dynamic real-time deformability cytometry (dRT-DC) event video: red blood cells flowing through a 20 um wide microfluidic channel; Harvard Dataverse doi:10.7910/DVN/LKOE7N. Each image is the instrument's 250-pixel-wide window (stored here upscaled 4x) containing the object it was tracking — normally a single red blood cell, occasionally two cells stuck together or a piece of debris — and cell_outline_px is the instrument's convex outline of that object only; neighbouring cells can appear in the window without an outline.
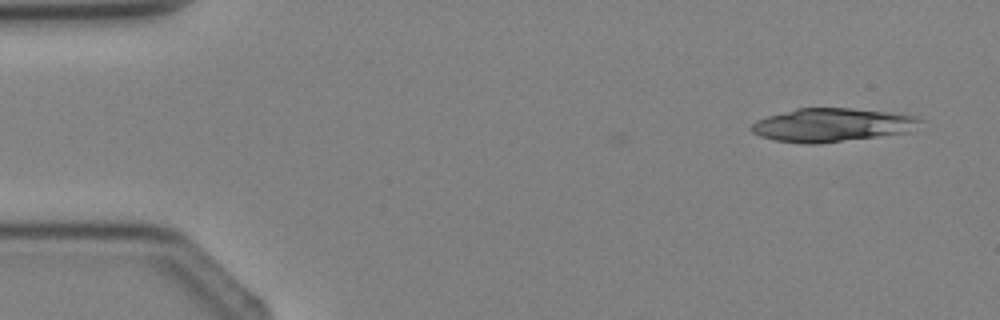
{"species": "Egyptian fruit bat (a non-hibernating species)", "species_latin": "Rousettus aegyptiacus", "temperature_condition": "cold", "stored_images_in_passage": 3, "camera_frame_rate_fps": 3000, "um_per_image_px": 0.085, "animal": {"sex": "female"}, "frame": {"image": 1, "passage_image": 1, "time_ms": 0.0, "image_size_px": [1000, 320], "cell_outline_px": [[924, 120], [908, 132], [880, 136], [820, 144], [804, 144], [776, 140], [760, 136], [752, 132], [752, 124], [756, 120], [768, 116], [796, 108], [852, 108], [888, 112], [920, 116]], "centroid_in_image_um": [70.74, 10.62], "position_along_channel_um": 14.3, "area_um2": 32.95}}
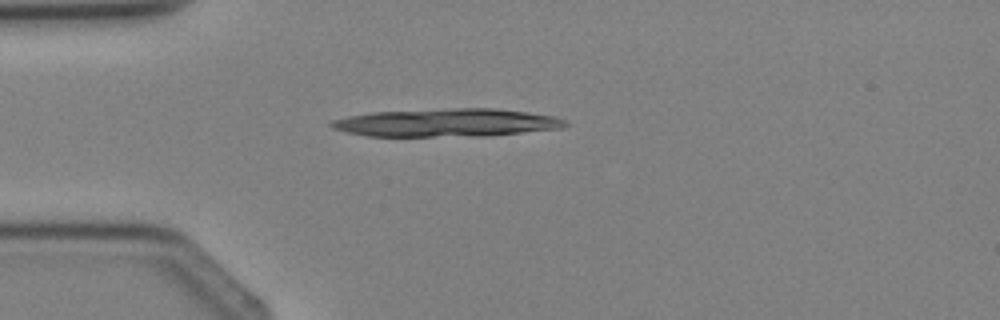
{"frame": {"image": 2, "passage_image": 3, "time_ms": 2.333, "image_size_px": [1000, 320], "cell_outline_px": [[568, 124], [564, 128], [488, 136], [368, 136], [348, 132], [332, 128], [328, 124], [332, 120], [348, 116], [372, 112], [456, 108], [496, 108], [528, 112], [552, 116], [564, 120]], "centroid_in_image_um": [37.98, 10.43], "position_along_channel_um": 47.0, "area_um2": 38.21}}